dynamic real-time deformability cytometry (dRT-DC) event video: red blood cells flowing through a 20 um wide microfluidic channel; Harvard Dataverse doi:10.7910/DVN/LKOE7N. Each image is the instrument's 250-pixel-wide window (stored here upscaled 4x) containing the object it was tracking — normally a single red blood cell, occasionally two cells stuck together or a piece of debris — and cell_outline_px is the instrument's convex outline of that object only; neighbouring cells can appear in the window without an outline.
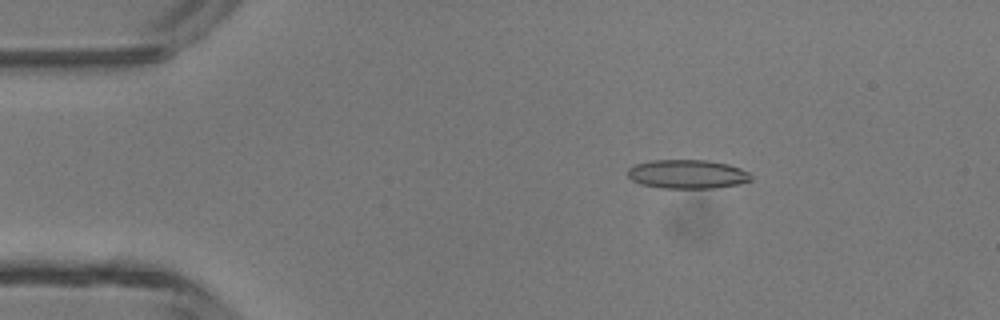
{"species": "common noctule bat (a hibernating species)", "species_latin": "Nyctalus noctula", "temperature_condition": "room temperature", "stored_images_in_passage": 47, "camera_frame_rate_fps": 3000, "um_per_image_px": 0.085, "animal": {"sex": "male", "body_mass_g": 13.3}, "frame": {"image": 1, "passage_image": 8, "time_ms": 2.333, "image_size_px": [1000, 320], "cell_outline_px": [[752, 180], [740, 184], [716, 188], [660, 188], [640, 184], [632, 180], [628, 176], [628, 168], [636, 164], [652, 160], [708, 160], [728, 164], [740, 168], [748, 172], [752, 176]], "centroid_in_image_um": [58.44, 14.81], "position_along_channel_um": 26.6, "area_um2": 20.92}}
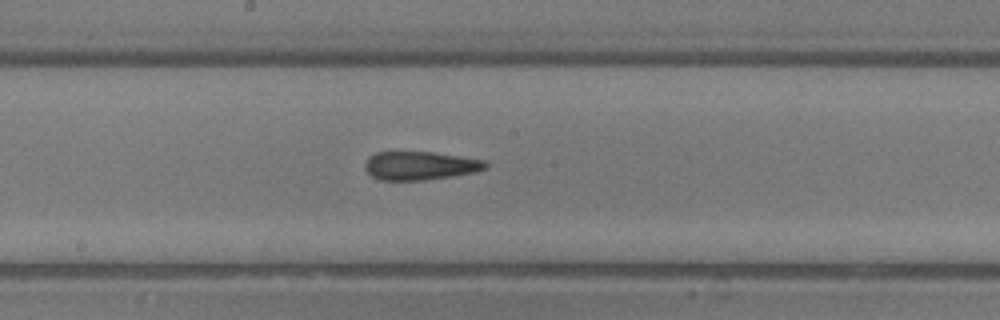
{"frame": {"image": 2, "passage_image": 25, "time_ms": 8.0, "image_size_px": [1000, 320], "cell_outline_px": [[488, 168], [476, 172], [452, 176], [424, 180], [380, 180], [372, 176], [364, 168], [364, 164], [368, 156], [376, 152], [436, 152], [484, 160], [488, 164]], "centroid_in_image_um": [35.71, 14.08], "position_along_channel_um": 212.5, "area_um2": 20.17}}
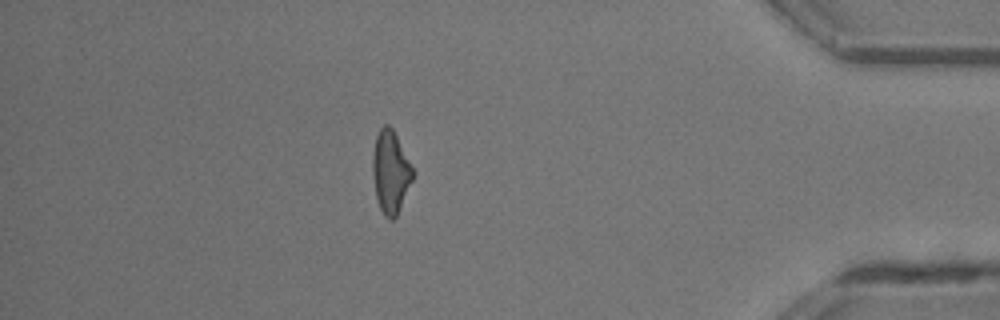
{"frame": {"image": 3, "passage_image": 41, "time_ms": 13.333, "image_size_px": [1000, 320], "cell_outline_px": [[412, 180], [396, 216], [392, 220], [388, 220], [384, 216], [380, 208], [376, 196], [372, 172], [372, 156], [376, 136], [380, 128], [384, 124], [388, 124], [392, 128], [412, 168]], "centroid_in_image_um": [33.16, 14.62], "position_along_channel_um": 402.0, "area_um2": 18.84}, "authors_computed_cell_mechanics": {"area_um2": 20.23, "velocity_mm_per_s": 4.3888, "shape_relaxation_time_tau1_ms": 10.4691, "shape_relaxation_time_tau2_ms": 2.0707, "deformation_change_tau1": 0.2683, "deformation_change_tau2": 0.1362}}